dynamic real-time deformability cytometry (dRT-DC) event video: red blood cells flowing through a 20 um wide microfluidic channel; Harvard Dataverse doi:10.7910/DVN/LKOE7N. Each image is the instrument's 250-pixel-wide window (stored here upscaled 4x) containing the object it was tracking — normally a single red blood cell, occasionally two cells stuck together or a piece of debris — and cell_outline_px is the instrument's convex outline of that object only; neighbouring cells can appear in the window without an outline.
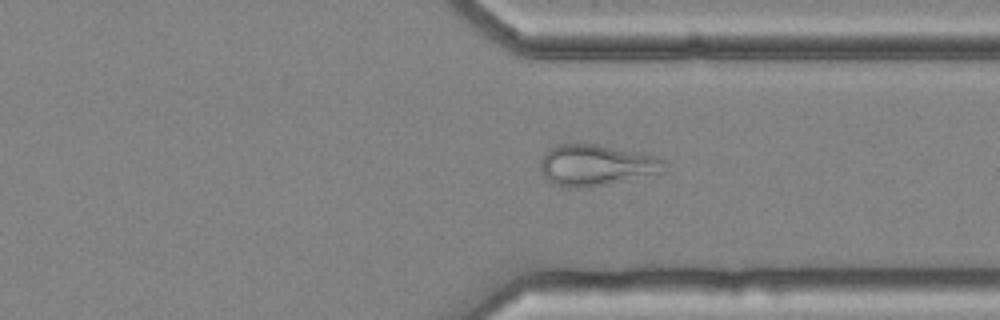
{"species": "common noctule bat (a hibernating species)", "species_latin": "Nyctalus noctula", "temperature_condition": "cold", "stored_images_in_passage": 46, "camera_frame_rate_fps": 3000, "um_per_image_px": 0.085, "animal": {"sex": "female", "body_mass_g": 25.1}, "frame": {"image": 1, "passage_image": 33, "time_ms": 10.667, "image_size_px": [1000, 320], "cell_outline_px": [[668, 164], [664, 172], [588, 188], [568, 188], [552, 184], [544, 180], [540, 172], [540, 160], [548, 148], [556, 144], [596, 144], [656, 156], [664, 160]], "centroid_in_image_um": [50.62, 14.06], "position_along_channel_um": 360.8, "area_um2": 30.17}, "authors_computed_cell_mechanics": {"area_um2": 29.5069, "velocity_mm_per_s": 3.6001, "shape_relaxation_time_tau1_ms": null, "shape_relaxation_time_tau2_ms": 2.4705, "deformation_change_tau1": null, "deformation_change_tau2": 0.1064}}